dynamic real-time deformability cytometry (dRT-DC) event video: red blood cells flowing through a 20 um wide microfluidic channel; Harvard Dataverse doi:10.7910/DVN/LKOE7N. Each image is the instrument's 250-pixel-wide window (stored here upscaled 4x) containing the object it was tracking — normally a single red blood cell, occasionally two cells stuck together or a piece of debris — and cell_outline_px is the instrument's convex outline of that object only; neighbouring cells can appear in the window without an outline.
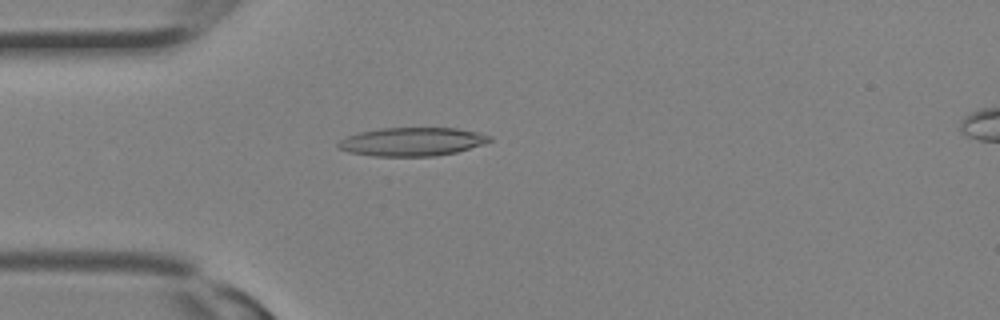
{"species": "Egyptian fruit bat (a non-hibernating species)", "species_latin": "Rousettus aegyptiacus", "temperature_condition": "room temperature", "stored_images_in_passage": 11, "camera_frame_rate_fps": 3000, "um_per_image_px": 0.085, "animal": {"sex": "female"}, "frame": {"image": 1, "passage_image": 1, "time_ms": 0.0, "image_size_px": [1000, 320], "cell_outline_px": [[492, 140], [484, 144], [456, 152], [432, 156], [372, 156], [348, 152], [336, 148], [336, 144], [340, 140], [348, 136], [360, 132], [380, 128], [456, 128], [480, 132], [492, 136]], "centroid_in_image_um": [35.02, 12.04], "position_along_channel_um": 50.0, "area_um2": 25.26}}
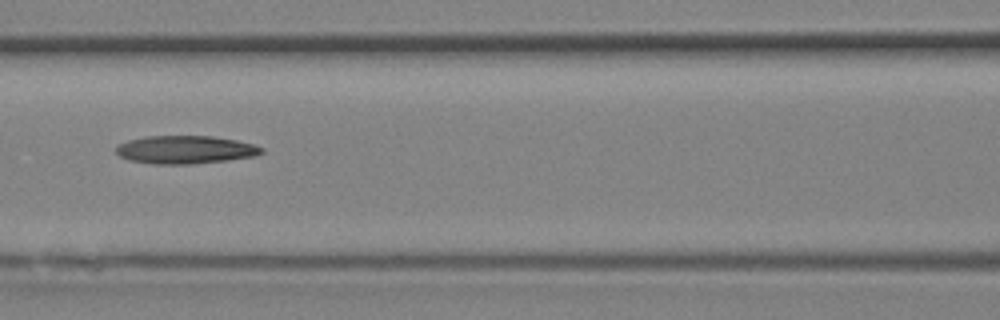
{"frame": {"image": 2, "passage_image": 6, "time_ms": 1.667, "image_size_px": [1000, 320], "cell_outline_px": [[264, 152], [252, 156], [228, 160], [192, 164], [152, 164], [132, 160], [120, 156], [116, 152], [116, 148], [120, 144], [128, 140], [144, 136], [212, 136], [236, 140], [252, 144], [264, 148]], "centroid_in_image_um": [15.75, 12.72], "position_along_channel_um": 150.8, "area_um2": 23.64}}
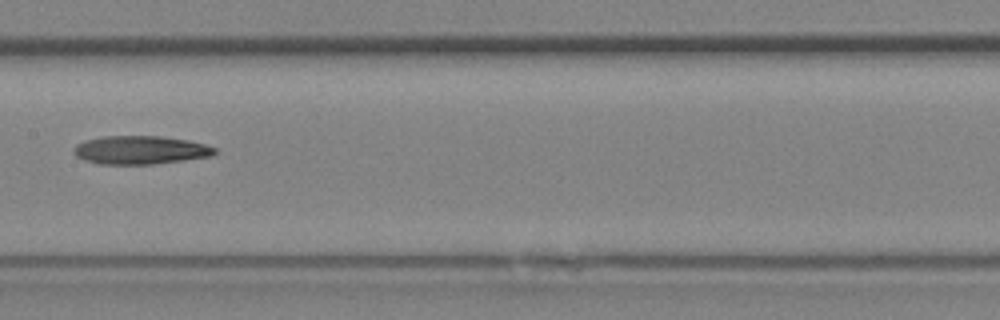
{"frame": {"image": 3, "passage_image": 8, "time_ms": 2.333, "image_size_px": [1000, 320], "cell_outline_px": [[216, 152], [212, 156], [184, 160], [152, 164], [100, 164], [76, 156], [72, 152], [76, 144], [84, 140], [100, 136], [160, 136], [188, 140], [204, 144], [216, 148]], "centroid_in_image_um": [11.92, 12.74], "position_along_channel_um": 195.5, "area_um2": 23.29}}